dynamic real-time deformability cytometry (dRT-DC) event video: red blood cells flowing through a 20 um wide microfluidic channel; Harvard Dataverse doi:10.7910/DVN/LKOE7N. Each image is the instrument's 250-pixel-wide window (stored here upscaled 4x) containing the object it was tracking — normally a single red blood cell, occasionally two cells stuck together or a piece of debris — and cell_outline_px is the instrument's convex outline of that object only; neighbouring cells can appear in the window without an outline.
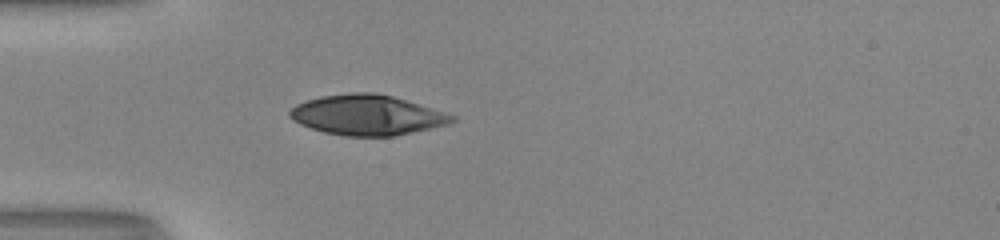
{"species": "human", "species_latin": "Homo sapiens", "temperature_condition": "room temperature", "stored_images_in_passage": 37, "camera_frame_rate_fps": 3000, "um_per_image_px": 0.085, "donor": {"sex": "male"}, "frame": {"image": 1, "passage_image": 1, "time_ms": 0.0, "image_size_px": [1000, 240], "cell_outline_px": [[456, 120], [448, 124], [392, 136], [344, 136], [324, 132], [300, 124], [292, 120], [288, 116], [288, 112], [296, 104], [320, 96], [352, 92], [372, 92], [392, 96], [444, 112], [456, 116]], "centroid_in_image_um": [31.16, 9.77], "position_along_channel_um": 53.8, "area_um2": 37.69}}
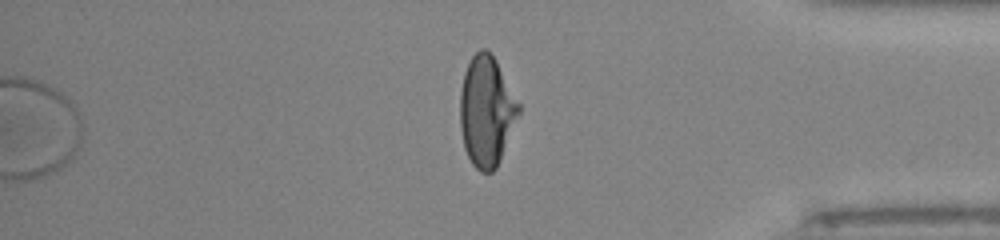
{"frame": {"image": 2, "passage_image": 29, "time_ms": 9.333, "image_size_px": [1000, 240], "cell_outline_px": [[520, 112], [500, 160], [496, 168], [492, 172], [480, 172], [472, 164], [464, 148], [460, 128], [460, 92], [464, 72], [472, 56], [480, 48], [484, 48], [496, 60], [520, 104]], "centroid_in_image_um": [41.34, 9.46], "position_along_channel_um": 393.9, "area_um2": 37.57}}
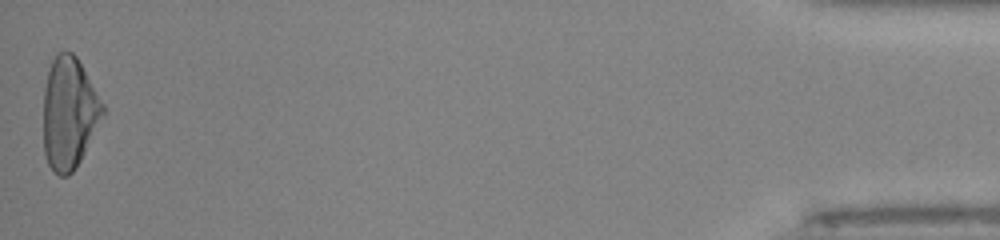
{"frame": {"image": 3, "passage_image": 37, "time_ms": 12.0, "image_size_px": [1000, 240], "cell_outline_px": [[104, 116], [76, 168], [68, 176], [60, 176], [48, 164], [44, 152], [44, 88], [48, 72], [52, 60], [56, 52], [72, 52], [76, 56], [104, 104]], "centroid_in_image_um": [5.88, 9.61], "position_along_channel_um": 429.3, "area_um2": 38.55}, "authors_computed_cell_mechanics": {"area_um2": 37.6278, "velocity_mm_per_s": 4.0116, "shape_relaxation_time_tau1_ms": 5.6281, "shape_relaxation_time_tau2_ms": null, "deformation_change_tau1": 0.2535, "deformation_change_tau2": null}}